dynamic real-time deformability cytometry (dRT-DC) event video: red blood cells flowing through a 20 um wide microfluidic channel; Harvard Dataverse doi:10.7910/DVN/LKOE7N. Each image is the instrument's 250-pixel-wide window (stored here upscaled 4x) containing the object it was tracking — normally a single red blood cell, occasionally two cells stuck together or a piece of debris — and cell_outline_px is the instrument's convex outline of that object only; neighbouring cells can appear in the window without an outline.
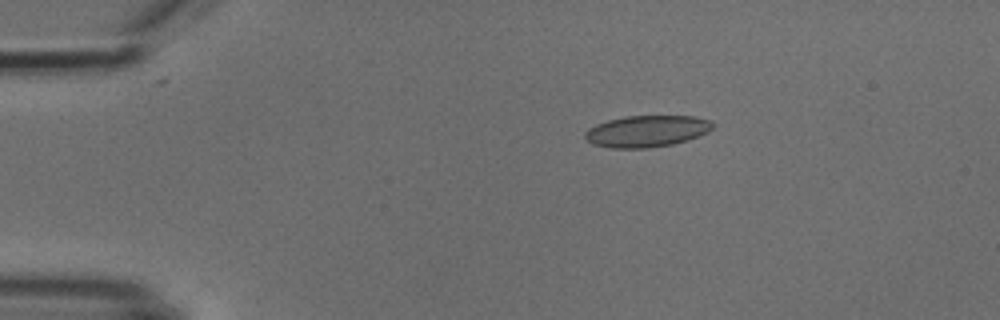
{"species": "common noctule bat (a hibernating species)", "species_latin": "Nyctalus noctula", "temperature_condition": "cold", "stored_images_in_passage": 4, "camera_frame_rate_fps": 3000, "um_per_image_px": 0.085, "animal": {"sex": "male", "body_mass_g": 18.8}, "frame": {"image": 1, "passage_image": 2, "time_ms": 1.333, "image_size_px": [1000, 320], "cell_outline_px": [[716, 124], [708, 132], [688, 140], [672, 144], [648, 148], [612, 148], [592, 144], [584, 136], [584, 132], [588, 128], [596, 124], [608, 120], [624, 116], [696, 116], [712, 120]], "centroid_in_image_um": [55.0, 11.14], "position_along_channel_um": 30.0, "area_um2": 23.7}}